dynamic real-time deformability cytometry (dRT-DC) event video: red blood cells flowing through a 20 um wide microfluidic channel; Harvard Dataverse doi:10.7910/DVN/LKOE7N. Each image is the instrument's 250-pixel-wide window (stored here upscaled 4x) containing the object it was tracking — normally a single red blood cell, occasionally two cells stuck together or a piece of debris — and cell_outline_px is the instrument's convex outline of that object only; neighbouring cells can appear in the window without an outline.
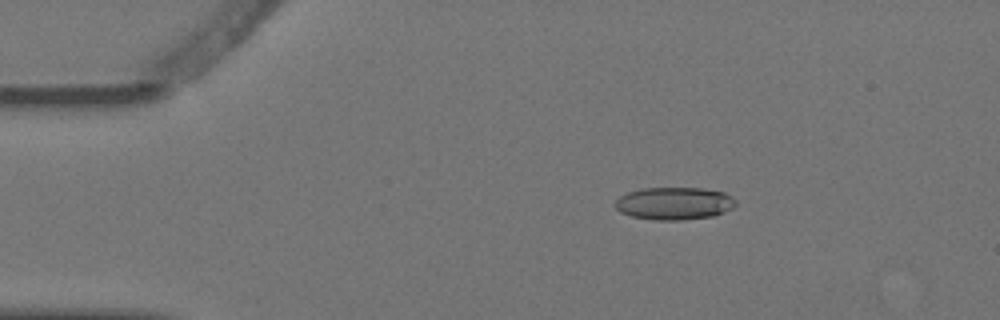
{"species": "Egyptian fruit bat (a non-hibernating species)", "species_latin": "Rousettus aegyptiacus", "temperature_condition": "warm", "stored_images_in_passage": 5, "camera_frame_rate_fps": 3000, "um_per_image_px": 0.085, "animal": {"sex": "female"}, "frame": {"image": 1, "passage_image": 3, "time_ms": 0.667, "image_size_px": [1000, 320], "cell_outline_px": [[736, 204], [732, 208], [724, 212], [712, 216], [680, 220], [652, 220], [632, 216], [620, 212], [612, 204], [620, 196], [628, 192], [640, 188], [704, 188], [724, 192], [732, 196], [736, 200]], "centroid_in_image_um": [57.29, 17.28], "position_along_channel_um": 27.7, "area_um2": 23.06}}
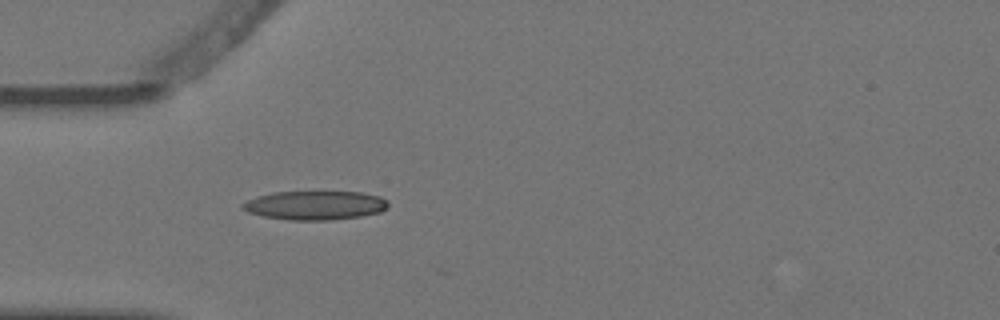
{"frame": {"image": 2, "passage_image": 5, "time_ms": 1.333, "image_size_px": [1000, 320], "cell_outline_px": [[388, 208], [380, 212], [360, 216], [332, 220], [288, 220], [264, 216], [248, 212], [240, 208], [240, 204], [256, 196], [272, 192], [360, 192], [380, 196], [388, 200]], "centroid_in_image_um": [26.77, 17.45], "position_along_channel_um": 58.2, "area_um2": 24.68}}